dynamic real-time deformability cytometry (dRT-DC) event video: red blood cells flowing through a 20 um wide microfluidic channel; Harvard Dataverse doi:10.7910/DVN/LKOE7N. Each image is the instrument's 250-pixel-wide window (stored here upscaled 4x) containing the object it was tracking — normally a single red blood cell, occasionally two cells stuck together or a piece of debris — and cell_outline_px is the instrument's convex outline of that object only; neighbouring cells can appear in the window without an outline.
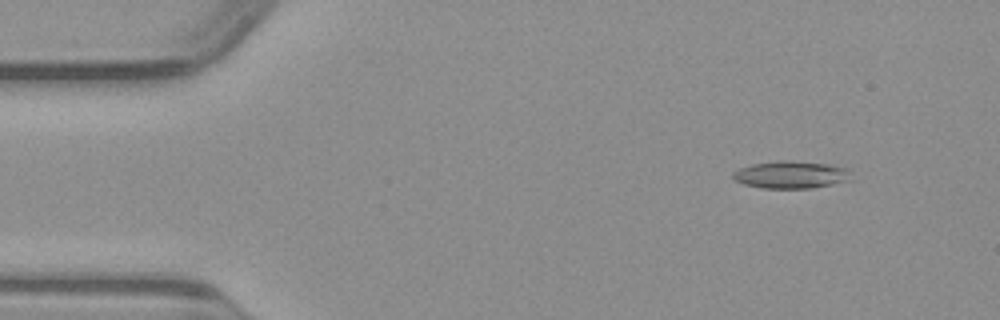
{"species": "common noctule bat (a hibernating species)", "species_latin": "Nyctalus noctula", "temperature_condition": "warm", "stored_images_in_passage": 49, "camera_frame_rate_fps": 3000, "um_per_image_px": 0.085, "animal": {"sex": "male", "body_mass_g": 23.1, "forearm_length_mm": 52.7}, "frame": {"image": 1, "passage_image": 5, "time_ms": 1.333, "image_size_px": [1000, 320], "cell_outline_px": [[852, 180], [812, 188], [764, 188], [744, 184], [736, 180], [732, 176], [732, 172], [740, 168], [752, 164], [784, 160], [788, 160], [828, 164], [848, 168]], "centroid_in_image_um": [67.26, 14.85], "position_along_channel_um": 17.7, "area_um2": 18.79}}
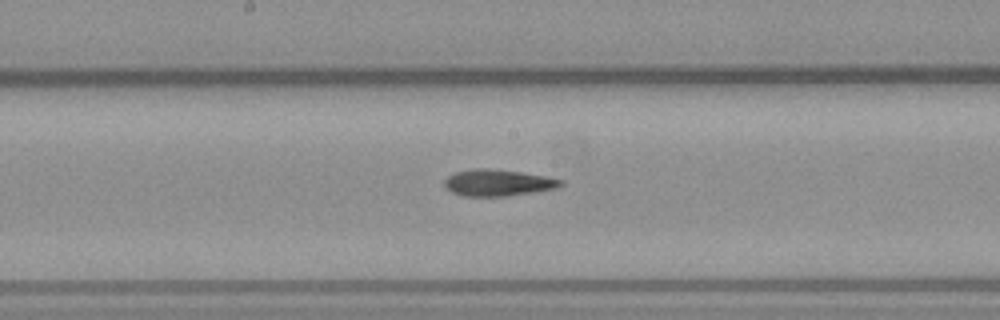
{"frame": {"image": 2, "passage_image": 25, "time_ms": 8.0, "image_size_px": [1000, 320], "cell_outline_px": [[564, 184], [556, 188], [532, 192], [504, 196], [464, 196], [452, 192], [444, 188], [444, 180], [448, 176], [456, 172], [472, 168], [488, 168], [520, 172], [544, 176], [564, 180]], "centroid_in_image_um": [42.29, 15.53], "position_along_channel_um": 205.9, "area_um2": 17.92}}
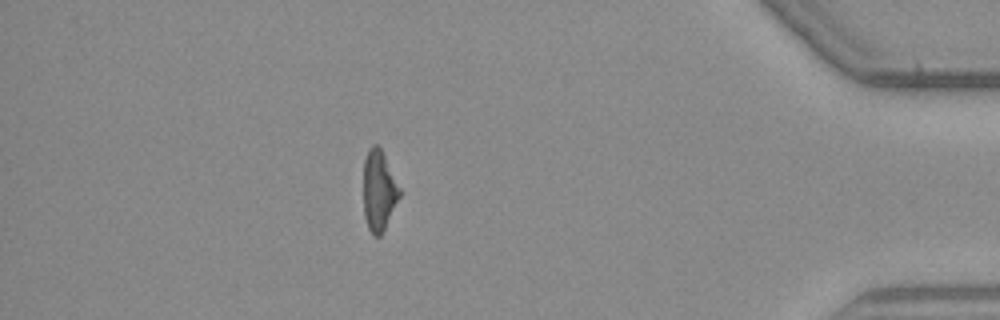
{"frame": {"image": 3, "passage_image": 43, "time_ms": 14.0, "image_size_px": [1000, 320], "cell_outline_px": [[400, 196], [380, 236], [372, 236], [368, 228], [364, 216], [364, 160], [368, 148], [372, 144], [376, 144], [380, 148], [400, 188]], "centroid_in_image_um": [32.18, 16.2], "position_along_channel_um": 403.0, "area_um2": 16.65}}